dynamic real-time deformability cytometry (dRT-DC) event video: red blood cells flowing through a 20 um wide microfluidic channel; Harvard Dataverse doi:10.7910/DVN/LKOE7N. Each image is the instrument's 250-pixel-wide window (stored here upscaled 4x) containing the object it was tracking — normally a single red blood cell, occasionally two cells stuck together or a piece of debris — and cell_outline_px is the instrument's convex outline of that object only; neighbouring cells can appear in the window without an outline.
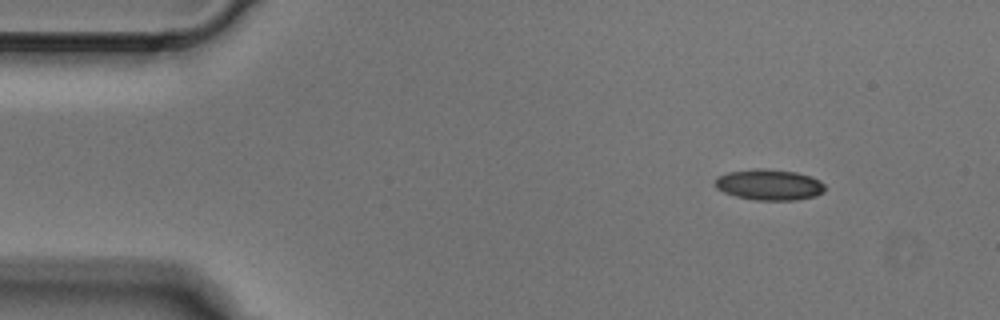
{"species": "Egyptian fruit bat (a non-hibernating species)", "species_latin": "Rousettus aegyptiacus", "temperature_condition": "cold", "stored_images_in_passage": 3, "camera_frame_rate_fps": 3000, "um_per_image_px": 0.085, "animal": {"sex": "male"}, "frame": {"image": 1, "passage_image": 1, "time_ms": 0.0, "image_size_px": [1000, 320], "cell_outline_px": [[824, 192], [816, 196], [796, 200], [756, 200], [736, 196], [724, 192], [716, 188], [712, 184], [716, 176], [728, 172], [756, 168], [764, 168], [796, 172], [812, 176], [820, 180], [824, 184]], "centroid_in_image_um": [65.36, 15.69], "position_along_channel_um": 19.6, "area_um2": 20.06}}